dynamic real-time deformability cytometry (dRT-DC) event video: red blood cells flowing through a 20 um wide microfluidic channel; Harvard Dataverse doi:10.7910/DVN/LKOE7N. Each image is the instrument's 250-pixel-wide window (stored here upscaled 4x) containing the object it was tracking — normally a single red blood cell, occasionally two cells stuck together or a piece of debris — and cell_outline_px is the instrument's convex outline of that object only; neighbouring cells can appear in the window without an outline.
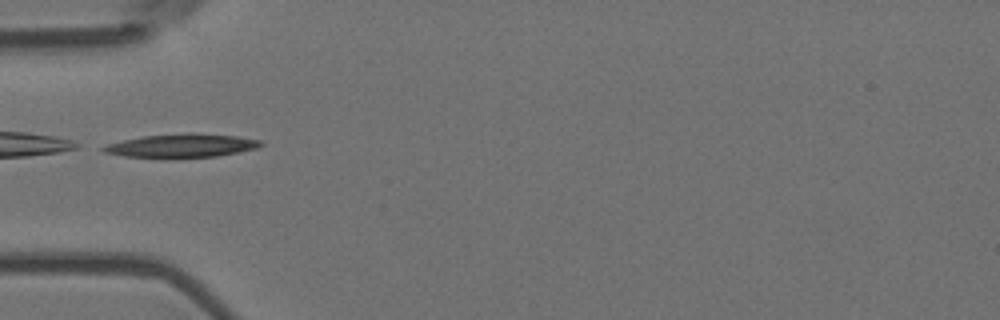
{"species": "Egyptian fruit bat (a non-hibernating species)", "species_latin": "Rousettus aegyptiacus", "temperature_condition": "room temperature", "stored_images_in_passage": 34, "camera_frame_rate_fps": 3000, "um_per_image_px": 0.085, "animal": {"sex": "female"}, "frame": {"image": 1, "passage_image": 1, "time_ms": 0.0, "image_size_px": [1000, 320], "cell_outline_px": [[264, 144], [256, 148], [216, 156], [124, 156], [104, 152], [100, 148], [108, 144], [124, 140], [144, 136], [192, 132], [236, 136], [260, 140]], "centroid_in_image_um": [15.47, 12.35], "position_along_channel_um": 69.5, "area_um2": 20.75}}
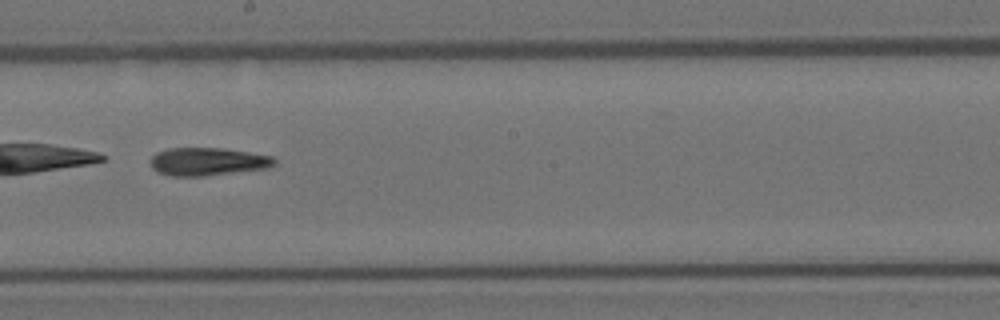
{"frame": {"image": 2, "passage_image": 14, "time_ms": 4.333, "image_size_px": [1000, 320], "cell_outline_px": [[276, 164], [272, 168], [204, 176], [172, 176], [156, 172], [152, 168], [152, 156], [156, 152], [168, 148], [220, 148], [248, 152], [272, 156], [276, 160]], "centroid_in_image_um": [17.68, 13.74], "position_along_channel_um": 230.5, "area_um2": 20.35}}
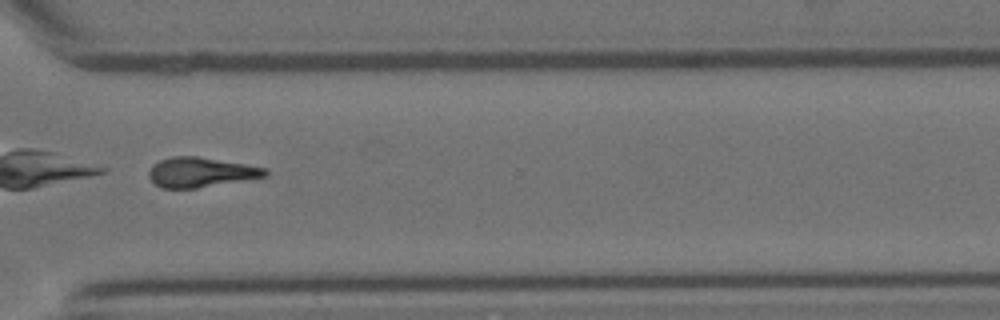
{"frame": {"image": 3, "passage_image": 24, "time_ms": 7.667, "image_size_px": [1000, 320], "cell_outline_px": [[268, 176], [196, 188], [160, 188], [148, 176], [148, 172], [152, 164], [160, 160], [172, 156], [196, 156], [268, 168]], "centroid_in_image_um": [17.05, 14.64], "position_along_channel_um": 353.6, "area_um2": 20.11}, "authors_computed_cell_mechanics": {"area_um2": 20.4612, "velocity_mm_per_s": 3.6943, "shape_relaxation_time_tau1_ms": 6.3677, "shape_relaxation_time_tau2_ms": 8.4887, "deformation_change_tau1": 0.1857, "deformation_change_tau2": 0.2191}}